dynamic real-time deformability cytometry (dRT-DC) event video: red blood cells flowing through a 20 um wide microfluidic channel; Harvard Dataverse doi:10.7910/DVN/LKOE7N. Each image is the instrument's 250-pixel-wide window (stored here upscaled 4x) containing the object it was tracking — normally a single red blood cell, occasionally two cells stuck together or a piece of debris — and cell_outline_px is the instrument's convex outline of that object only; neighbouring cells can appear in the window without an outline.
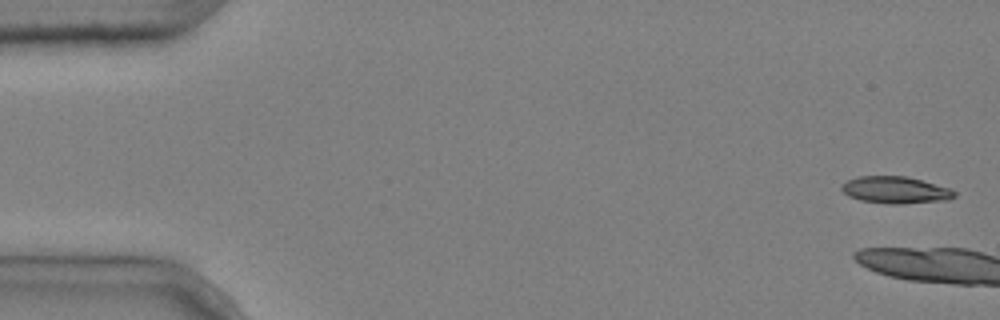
{"species": "common noctule bat (a hibernating species)", "species_latin": "Nyctalus noctula", "temperature_condition": "cold", "stored_images_in_passage": 4, "camera_frame_rate_fps": 3000, "um_per_image_px": 0.085, "animal": {"sex": "male", "body_mass_g": 20.4}, "frame": {"image": 1, "passage_image": 1, "time_ms": 0.0, "image_size_px": [1000, 320], "cell_outline_px": [[956, 196], [948, 200], [900, 204], [892, 204], [860, 200], [848, 196], [840, 188], [840, 184], [848, 180], [860, 176], [904, 176], [920, 180], [948, 188], [956, 192]], "centroid_in_image_um": [76.08, 16.15], "position_along_channel_um": 8.9, "area_um2": 17.57}}